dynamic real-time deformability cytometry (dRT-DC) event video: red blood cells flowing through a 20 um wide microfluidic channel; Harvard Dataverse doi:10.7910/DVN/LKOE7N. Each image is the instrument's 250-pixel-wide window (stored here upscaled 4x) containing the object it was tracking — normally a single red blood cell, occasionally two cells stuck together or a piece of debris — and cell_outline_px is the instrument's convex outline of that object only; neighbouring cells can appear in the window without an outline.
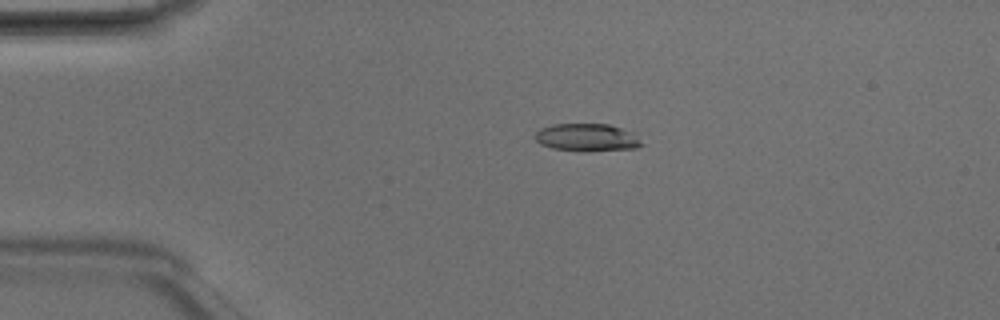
{"species": "Egyptian fruit bat (a non-hibernating species)", "species_latin": "Rousettus aegyptiacus", "temperature_condition": "room temperature", "stored_images_in_passage": 3, "camera_frame_rate_fps": 3000, "um_per_image_px": 0.085, "animal": {"sex": "male"}, "frame": {"image": 1, "passage_image": 2, "time_ms": 0.333, "image_size_px": [1000, 320], "cell_outline_px": [[644, 144], [636, 148], [552, 148], [540, 144], [532, 136], [540, 128], [552, 124], [608, 124], [636, 132]], "centroid_in_image_um": [49.9, 11.61], "position_along_channel_um": 35.1, "area_um2": 16.42}}